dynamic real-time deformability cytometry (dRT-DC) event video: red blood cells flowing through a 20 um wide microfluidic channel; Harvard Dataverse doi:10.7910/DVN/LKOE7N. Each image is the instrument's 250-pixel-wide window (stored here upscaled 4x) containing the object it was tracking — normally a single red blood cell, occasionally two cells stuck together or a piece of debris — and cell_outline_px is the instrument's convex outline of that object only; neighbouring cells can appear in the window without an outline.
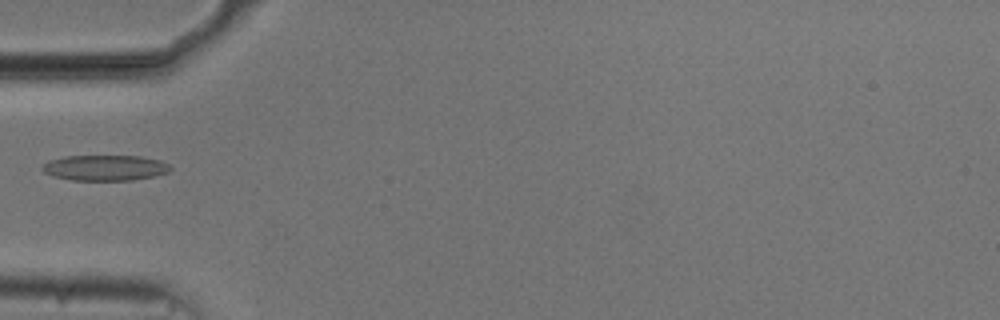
{"species": "common noctule bat (a hibernating species)", "species_latin": "Nyctalus noctula", "temperature_condition": "cold", "stored_images_in_passage": 37, "camera_frame_rate_fps": 3000, "um_per_image_px": 0.085, "animal": {"sex": "male", "body_mass_g": 20.5, "forearm_length_mm": 52.5}, "frame": {"image": 1, "passage_image": 1, "time_ms": 0.0, "image_size_px": [1000, 320], "cell_outline_px": [[172, 168], [168, 172], [156, 176], [132, 180], [72, 180], [52, 176], [44, 172], [40, 168], [48, 160], [64, 156], [140, 156], [160, 160], [168, 164]], "centroid_in_image_um": [8.92, 14.26], "position_along_channel_um": 76.1, "area_um2": 19.19}}
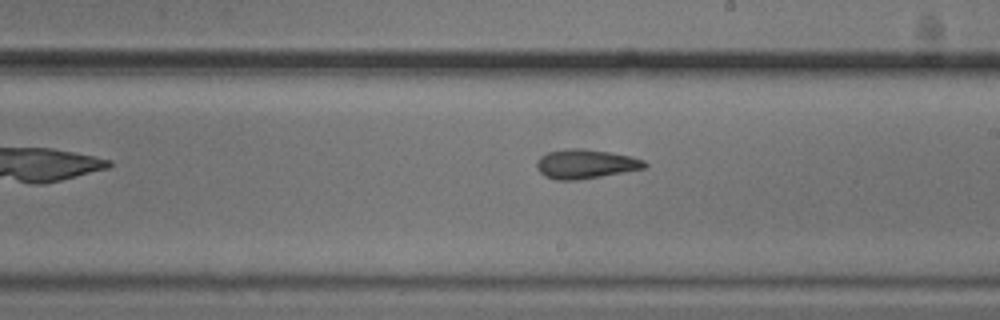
{"frame": {"image": 2, "passage_image": 14, "time_ms": 4.333, "image_size_px": [1000, 320], "cell_outline_px": [[648, 164], [644, 168], [624, 172], [576, 180], [556, 180], [544, 176], [536, 168], [536, 160], [540, 156], [548, 152], [568, 148], [580, 148], [608, 152], [632, 156], [644, 160]], "centroid_in_image_um": [49.74, 13.93], "position_along_channel_um": 239.3, "area_um2": 18.38}}
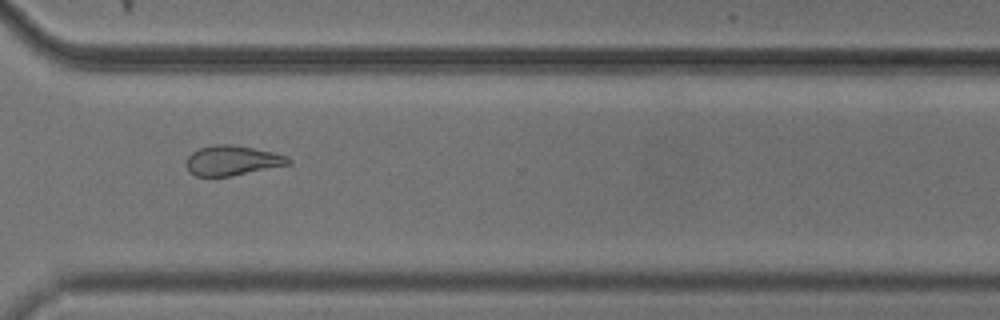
{"frame": {"image": 3, "passage_image": 23, "time_ms": 7.333, "image_size_px": [1000, 320], "cell_outline_px": [[292, 164], [232, 176], [196, 176], [188, 172], [188, 156], [192, 152], [200, 148], [216, 144], [232, 144], [272, 152], [288, 156], [292, 160]], "centroid_in_image_um": [19.79, 13.65], "position_along_channel_um": 350.8, "area_um2": 17.74}}